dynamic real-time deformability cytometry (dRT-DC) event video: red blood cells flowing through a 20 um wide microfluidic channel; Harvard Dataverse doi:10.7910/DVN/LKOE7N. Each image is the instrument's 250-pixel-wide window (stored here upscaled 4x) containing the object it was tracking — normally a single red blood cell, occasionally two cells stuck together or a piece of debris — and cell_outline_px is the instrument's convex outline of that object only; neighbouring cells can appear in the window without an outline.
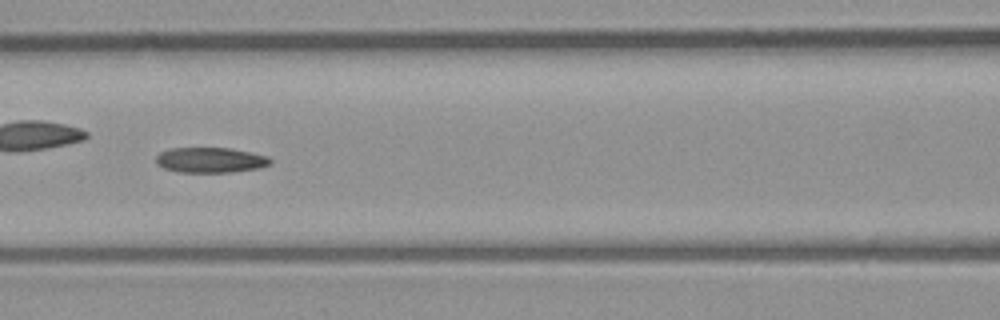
{"species": "common noctule bat (a hibernating species)", "species_latin": "Nyctalus noctula", "temperature_condition": "room temperature", "stored_images_in_passage": 52, "camera_frame_rate_fps": 3000, "um_per_image_px": 0.085, "animal": {"sex": "male", "body_mass_g": 23.1, "forearm_length_mm": 52.7}, "frame": {"image": 1, "passage_image": 23, "time_ms": 7.333, "image_size_px": [1000, 320], "cell_outline_px": [[272, 164], [260, 168], [232, 172], [180, 172], [164, 168], [156, 160], [156, 156], [160, 152], [172, 148], [228, 148], [252, 152], [268, 156], [272, 160]], "centroid_in_image_um": [17.95, 13.6], "position_along_channel_um": 148.6, "area_um2": 16.82}, "authors_computed_cell_mechanics": {"area_um2": 17.1955, "velocity_mm_per_s": 4.0299, "shape_relaxation_time_tau1_ms": null, "shape_relaxation_time_tau2_ms": 10.7159, "deformation_change_tau1": null, "deformation_change_tau2": 0.1751}}